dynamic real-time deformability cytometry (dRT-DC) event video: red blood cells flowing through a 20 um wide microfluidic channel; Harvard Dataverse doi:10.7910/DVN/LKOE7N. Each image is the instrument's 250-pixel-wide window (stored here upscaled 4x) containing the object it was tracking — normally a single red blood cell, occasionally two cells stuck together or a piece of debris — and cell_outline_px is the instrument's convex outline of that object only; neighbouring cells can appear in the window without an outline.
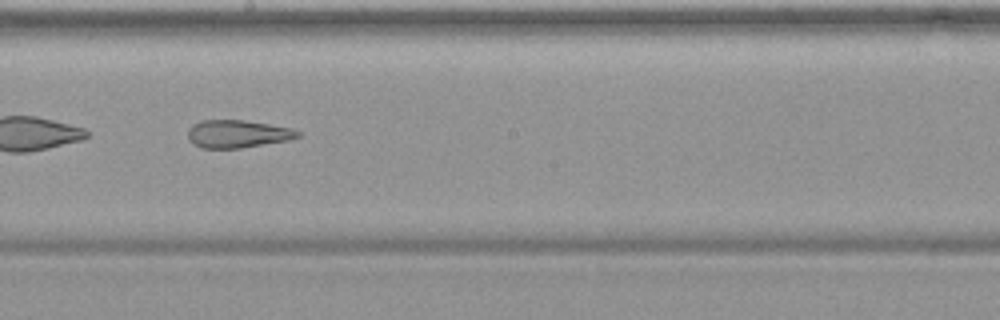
{"species": "common noctule bat (a hibernating species)", "species_latin": "Nyctalus noctula", "temperature_condition": "warm", "stored_images_in_passage": 53, "camera_frame_rate_fps": 3000, "um_per_image_px": 0.085, "animal": {"sex": "female", "body_mass_g": 19.9}, "frame": {"image": 1, "passage_image": 31, "time_ms": 10.0, "image_size_px": [1000, 320], "cell_outline_px": [[300, 136], [288, 140], [240, 148], [200, 148], [192, 144], [188, 140], [188, 128], [192, 124], [200, 120], [244, 120], [292, 128], [300, 132]], "centroid_in_image_um": [20.14, 11.38], "position_along_channel_um": 228.1, "area_um2": 17.86}, "authors_computed_cell_mechanics": {"area_um2": 23.8136, "velocity_mm_per_s": 3.7321, "shape_relaxation_time_tau1_ms": null, "shape_relaxation_time_tau2_ms": 3.8373, "deformation_change_tau1": null, "deformation_change_tau2": 0.1607}}